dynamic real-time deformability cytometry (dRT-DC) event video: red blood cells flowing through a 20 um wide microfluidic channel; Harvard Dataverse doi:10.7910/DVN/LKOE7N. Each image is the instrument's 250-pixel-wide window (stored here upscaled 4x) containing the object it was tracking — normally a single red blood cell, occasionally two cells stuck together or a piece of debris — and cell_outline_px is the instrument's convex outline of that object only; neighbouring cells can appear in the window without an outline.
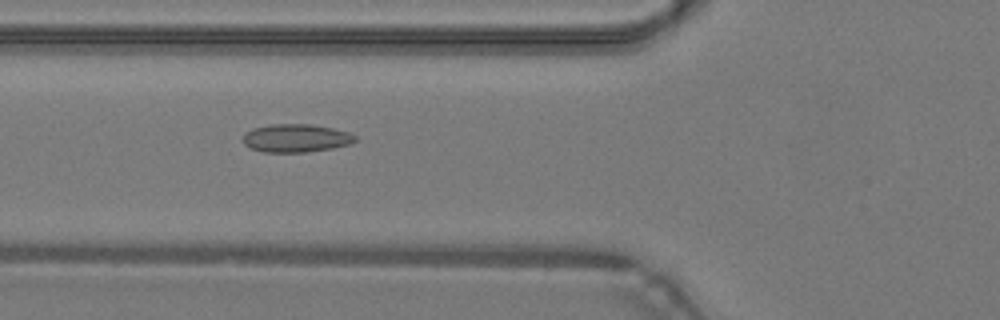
{"species": "common noctule bat (a hibernating species)", "species_latin": "Nyctalus noctula", "temperature_condition": "warm", "stored_images_in_passage": 31, "camera_frame_rate_fps": 3000, "um_per_image_px": 0.085, "animal": {"sex": "male", "body_mass_g": 19.2, "forearm_length_mm": 51.8}, "frame": {"image": 1, "passage_image": 3, "time_ms": 0.667, "image_size_px": [1000, 320], "cell_outline_px": [[356, 140], [348, 144], [332, 148], [304, 152], [264, 152], [252, 148], [244, 144], [244, 132], [252, 128], [272, 124], [312, 124], [332, 128], [348, 132], [356, 136]], "centroid_in_image_um": [25.14, 11.73], "position_along_channel_um": 100.7, "area_um2": 18.26}}
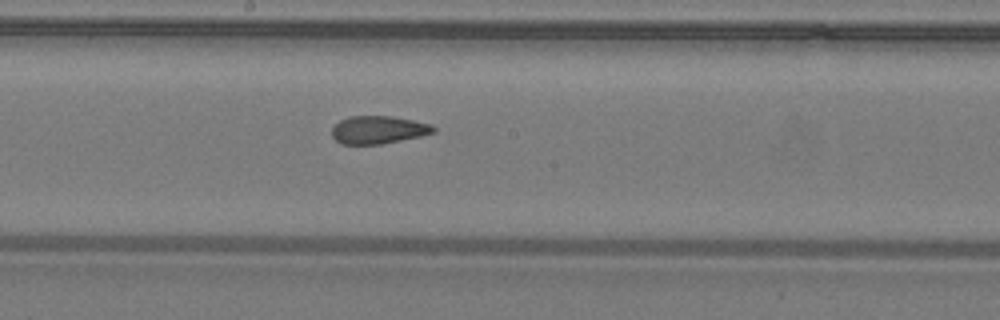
{"frame": {"image": 2, "passage_image": 11, "time_ms": 3.333, "image_size_px": [1000, 320], "cell_outline_px": [[436, 132], [420, 136], [380, 144], [340, 144], [332, 136], [332, 128], [340, 120], [348, 116], [392, 116], [432, 124], [436, 128]], "centroid_in_image_um": [32.16, 11.03], "position_along_channel_um": 216.0, "area_um2": 16.47}}
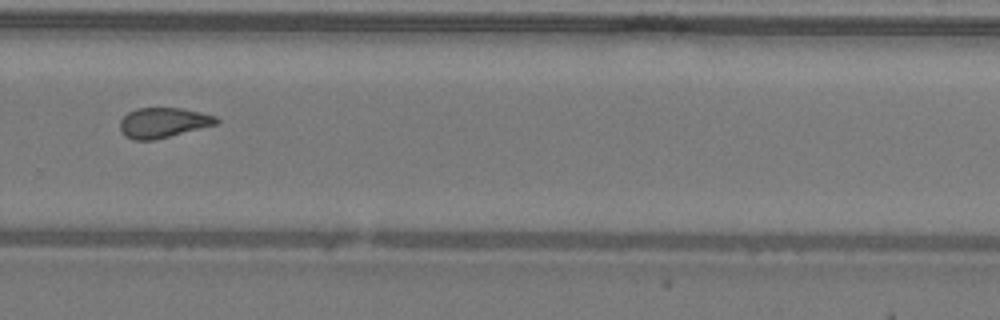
{"frame": {"image": 3, "passage_image": 18, "time_ms": 5.667, "image_size_px": [1000, 320], "cell_outline_px": [[220, 120], [216, 124], [156, 140], [132, 140], [124, 136], [120, 132], [120, 120], [128, 112], [136, 108], [180, 108], [216, 116]], "centroid_in_image_um": [13.82, 10.44], "position_along_channel_um": 316.0, "area_um2": 16.94}, "authors_computed_cell_mechanics": {"area_um2": 16.9354, "velocity_mm_per_s": 4.317, "shape_relaxation_time_tau1_ms": null, "shape_relaxation_time_tau2_ms": 1.7489, "deformation_change_tau1": null, "deformation_change_tau2": 0.0739}}